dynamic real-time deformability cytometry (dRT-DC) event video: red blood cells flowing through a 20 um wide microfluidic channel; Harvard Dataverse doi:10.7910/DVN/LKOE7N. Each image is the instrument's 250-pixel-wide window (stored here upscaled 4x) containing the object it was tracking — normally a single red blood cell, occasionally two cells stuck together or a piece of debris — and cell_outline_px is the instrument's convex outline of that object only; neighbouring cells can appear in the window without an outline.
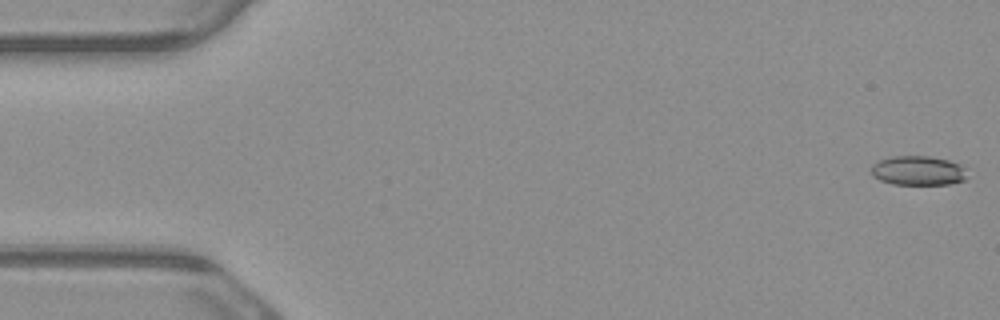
{"species": "common noctule bat (a hibernating species)", "species_latin": "Nyctalus noctula", "temperature_condition": "warm", "stored_images_in_passage": 5, "camera_frame_rate_fps": 3000, "um_per_image_px": 0.085, "animal": {"sex": "male", "body_mass_g": 23.1, "forearm_length_mm": 52.7}, "frame": {"image": 1, "passage_image": 1, "time_ms": 0.0, "image_size_px": [1000, 320], "cell_outline_px": [[964, 180], [948, 184], [892, 184], [880, 180], [872, 176], [872, 164], [888, 156], [928, 156], [948, 160], [960, 164], [964, 168]], "centroid_in_image_um": [77.99, 14.49], "position_along_channel_um": 7.0, "area_um2": 16.3}}
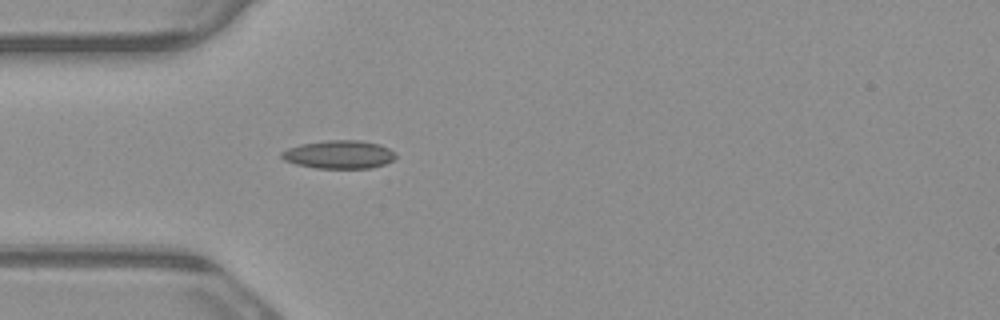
{"frame": {"image": 2, "passage_image": 5, "time_ms": 1.333, "image_size_px": [1000, 320], "cell_outline_px": [[396, 156], [392, 160], [384, 164], [372, 168], [316, 168], [296, 164], [284, 160], [280, 156], [280, 152], [288, 148], [300, 144], [328, 140], [360, 140], [380, 144], [396, 152]], "centroid_in_image_um": [28.82, 13.13], "position_along_channel_um": 56.2, "area_um2": 18.84}}